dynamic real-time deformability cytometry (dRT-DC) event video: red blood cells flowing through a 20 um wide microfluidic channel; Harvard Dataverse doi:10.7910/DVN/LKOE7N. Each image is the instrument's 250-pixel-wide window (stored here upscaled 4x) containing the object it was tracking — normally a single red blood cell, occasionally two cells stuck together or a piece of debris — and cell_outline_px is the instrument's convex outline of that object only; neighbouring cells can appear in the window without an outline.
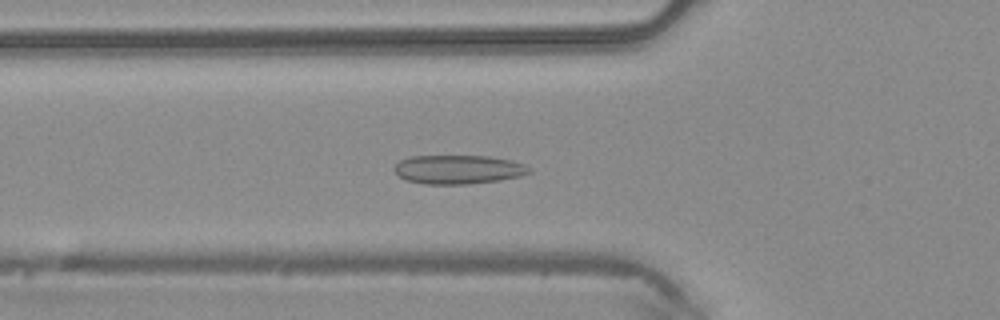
{"species": "common noctule bat (a hibernating species)", "species_latin": "Nyctalus noctula", "temperature_condition": "warm", "stored_images_in_passage": 47, "camera_frame_rate_fps": 3000, "um_per_image_px": 0.085, "animal": {"sex": "male", "body_mass_g": 20.4}, "frame": {"image": 1, "passage_image": 17, "time_ms": 5.333, "image_size_px": [1000, 320], "cell_outline_px": [[532, 172], [524, 176], [500, 180], [468, 184], [424, 184], [404, 180], [392, 168], [400, 160], [408, 156], [488, 156], [512, 160], [524, 164], [532, 168]], "centroid_in_image_um": [38.98, 14.41], "position_along_channel_um": 86.8, "area_um2": 23.06}}
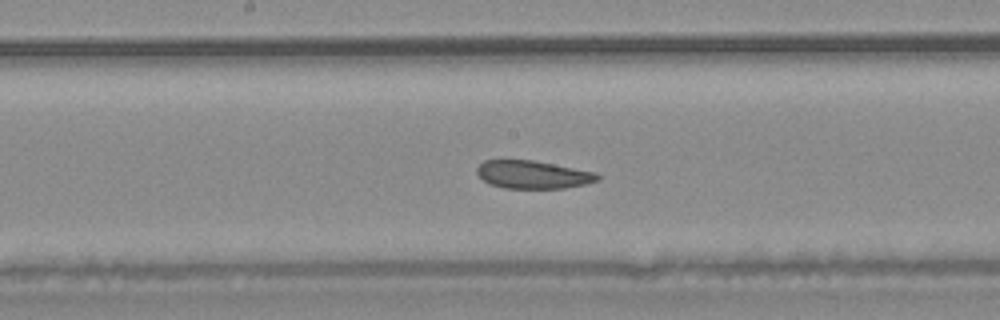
{"frame": {"image": 2, "passage_image": 25, "time_ms": 8.0, "image_size_px": [1000, 320], "cell_outline_px": [[600, 180], [584, 184], [564, 188], [504, 188], [488, 184], [476, 172], [476, 168], [484, 160], [532, 160], [596, 172], [600, 176]], "centroid_in_image_um": [45.29, 14.84], "position_along_channel_um": 202.9, "area_um2": 19.59}}
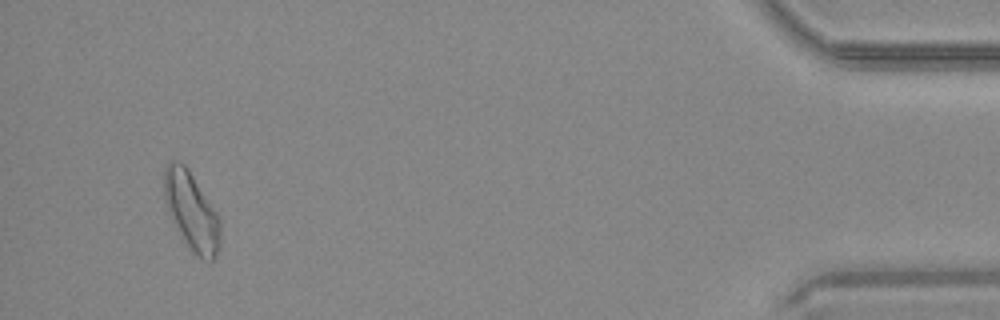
{"frame": {"image": 3, "passage_image": 45, "time_ms": 14.667, "image_size_px": [1000, 320], "cell_outline_px": [[220, 248], [212, 260], [200, 260], [192, 252], [172, 220], [168, 212], [164, 196], [164, 168], [168, 160], [180, 160], [188, 168], [216, 212], [220, 220]], "centroid_in_image_um": [16.27, 17.93], "position_along_channel_um": 418.9, "area_um2": 25.49}}